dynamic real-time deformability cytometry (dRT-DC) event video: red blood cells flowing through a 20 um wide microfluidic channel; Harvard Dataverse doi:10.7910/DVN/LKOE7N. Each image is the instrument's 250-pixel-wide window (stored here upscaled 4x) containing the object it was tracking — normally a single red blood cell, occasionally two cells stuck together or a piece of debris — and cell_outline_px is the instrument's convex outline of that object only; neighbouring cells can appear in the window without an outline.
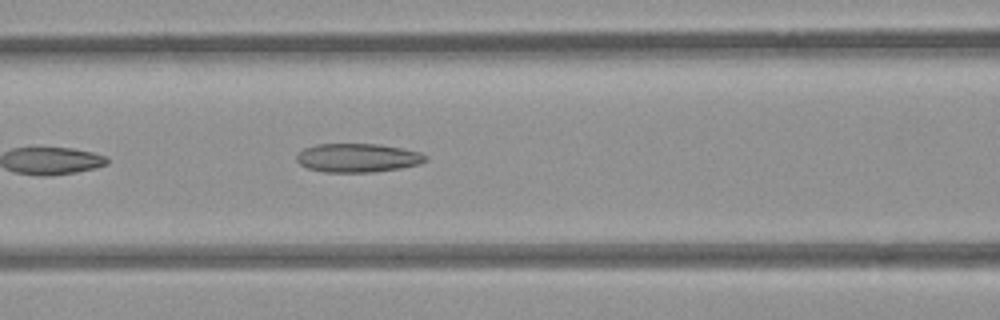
{"species": "common noctule bat (a hibernating species)", "species_latin": "Nyctalus noctula", "temperature_condition": "room temperature", "stored_images_in_passage": 4, "camera_frame_rate_fps": 3000, "um_per_image_px": 0.085, "animal": {"sex": "female", "body_mass_g": 21.9}, "frame": {"image": 1, "passage_image": 4, "time_ms": 1.0, "image_size_px": [1000, 320], "cell_outline_px": [[428, 160], [420, 164], [400, 168], [372, 172], [324, 172], [308, 168], [300, 164], [296, 160], [296, 156], [304, 148], [316, 144], [376, 144], [400, 148], [420, 152], [428, 156]], "centroid_in_image_um": [30.41, 13.42], "position_along_channel_um": 136.2, "area_um2": 21.56}}